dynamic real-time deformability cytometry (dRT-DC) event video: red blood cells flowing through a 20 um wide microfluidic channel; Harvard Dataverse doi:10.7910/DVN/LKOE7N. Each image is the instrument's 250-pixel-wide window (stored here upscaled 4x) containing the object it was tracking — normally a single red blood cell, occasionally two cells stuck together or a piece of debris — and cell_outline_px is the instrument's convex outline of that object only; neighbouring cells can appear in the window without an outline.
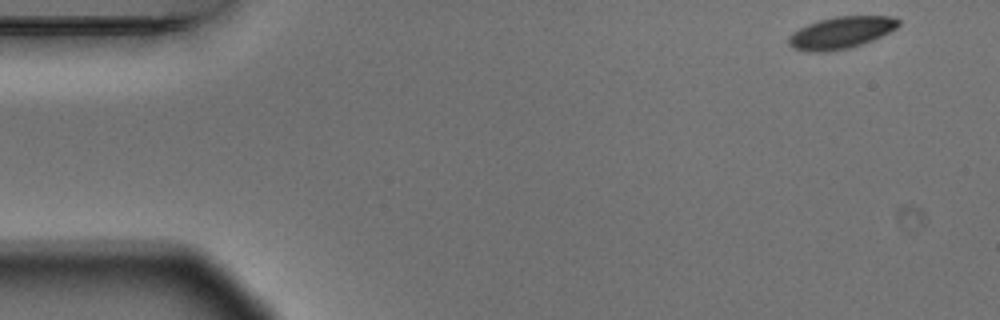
{"species": "Egyptian fruit bat (a non-hibernating species)", "species_latin": "Rousettus aegyptiacus", "temperature_condition": "warm", "stored_images_in_passage": 4, "camera_frame_rate_fps": 3000, "um_per_image_px": 0.085, "animal": {"sex": "male"}, "frame": {"image": 1, "passage_image": 1, "time_ms": 0.0, "image_size_px": [1000, 320], "cell_outline_px": [[900, 24], [896, 28], [872, 40], [848, 48], [828, 52], [808, 52], [792, 48], [788, 44], [788, 36], [792, 32], [808, 24], [820, 20], [836, 16], [896, 16], [900, 20]], "centroid_in_image_um": [71.47, 2.78], "position_along_channel_um": 13.5, "area_um2": 20.46}}
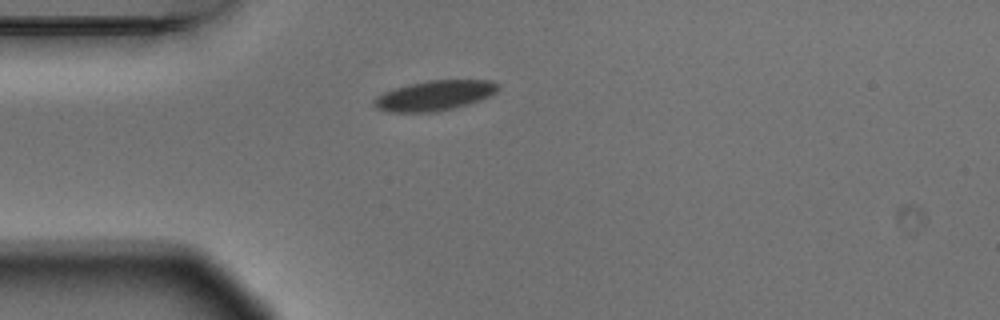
{"frame": {"image": 2, "passage_image": 4, "time_ms": 1.0, "image_size_px": [1000, 320], "cell_outline_px": [[500, 88], [496, 92], [480, 100], [468, 104], [436, 112], [388, 112], [376, 108], [372, 104], [372, 100], [376, 96], [384, 92], [408, 84], [428, 80], [492, 80], [500, 84]], "centroid_in_image_um": [36.93, 8.12], "position_along_channel_um": 48.1, "area_um2": 21.85}}